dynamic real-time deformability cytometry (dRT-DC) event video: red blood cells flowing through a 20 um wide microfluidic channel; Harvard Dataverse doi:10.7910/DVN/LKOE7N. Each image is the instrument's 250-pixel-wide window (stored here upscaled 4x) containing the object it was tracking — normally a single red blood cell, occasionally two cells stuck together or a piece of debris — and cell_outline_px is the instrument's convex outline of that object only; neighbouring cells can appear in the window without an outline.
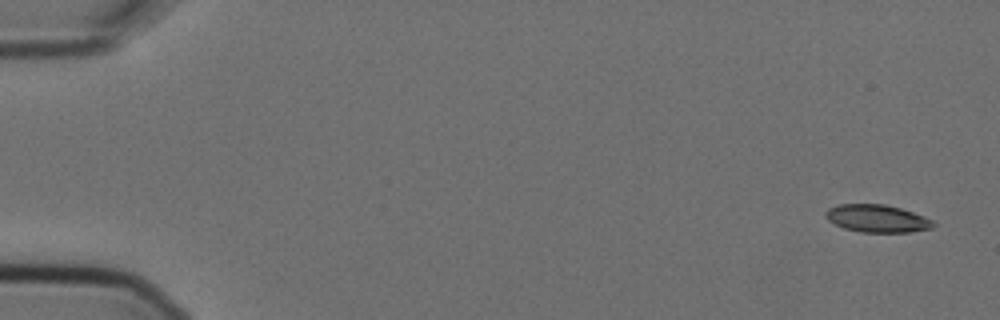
{"species": "Egyptian fruit bat (a non-hibernating species)", "species_latin": "Rousettus aegyptiacus", "temperature_condition": "cold", "stored_images_in_passage": 4, "camera_frame_rate_fps": 3000, "um_per_image_px": 0.085, "animal": {"sex": "female"}, "frame": {"image": 1, "passage_image": 1, "time_ms": 0.0, "image_size_px": [1000, 320], "cell_outline_px": [[936, 224], [932, 228], [908, 232], [860, 232], [844, 228], [828, 220], [824, 216], [824, 212], [828, 208], [836, 204], [884, 204], [900, 208], [924, 216], [932, 220]], "centroid_in_image_um": [74.52, 18.56], "position_along_channel_um": 10.5, "area_um2": 17.34}}